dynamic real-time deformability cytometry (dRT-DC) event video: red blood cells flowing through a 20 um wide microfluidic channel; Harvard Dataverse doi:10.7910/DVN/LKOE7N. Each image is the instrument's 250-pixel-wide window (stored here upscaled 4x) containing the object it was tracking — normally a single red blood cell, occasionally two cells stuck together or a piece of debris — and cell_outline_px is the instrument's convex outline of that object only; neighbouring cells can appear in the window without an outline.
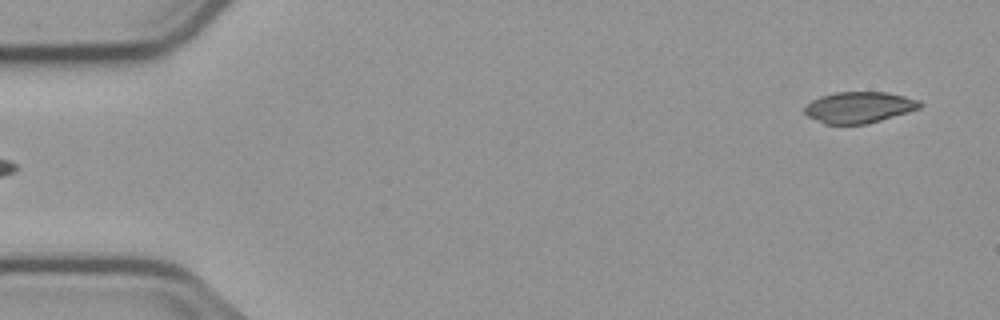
{"species": "common noctule bat (a hibernating species)", "species_latin": "Nyctalus noctula", "temperature_condition": "cold", "stored_images_in_passage": 5, "camera_frame_rate_fps": 3000, "um_per_image_px": 0.085, "animal": {"sex": "male", "body_mass_g": 23.1, "forearm_length_mm": 52.7}, "frame": {"image": 1, "passage_image": 5, "time_ms": 5.333, "image_size_px": [1000, 320], "cell_outline_px": [[924, 104], [920, 108], [880, 120], [864, 124], [824, 124], [808, 116], [804, 112], [804, 108], [812, 100], [820, 96], [836, 92], [884, 92], [904, 96], [920, 100]], "centroid_in_image_um": [73.02, 9.12], "position_along_channel_um": 12.0, "area_um2": 20.81}}